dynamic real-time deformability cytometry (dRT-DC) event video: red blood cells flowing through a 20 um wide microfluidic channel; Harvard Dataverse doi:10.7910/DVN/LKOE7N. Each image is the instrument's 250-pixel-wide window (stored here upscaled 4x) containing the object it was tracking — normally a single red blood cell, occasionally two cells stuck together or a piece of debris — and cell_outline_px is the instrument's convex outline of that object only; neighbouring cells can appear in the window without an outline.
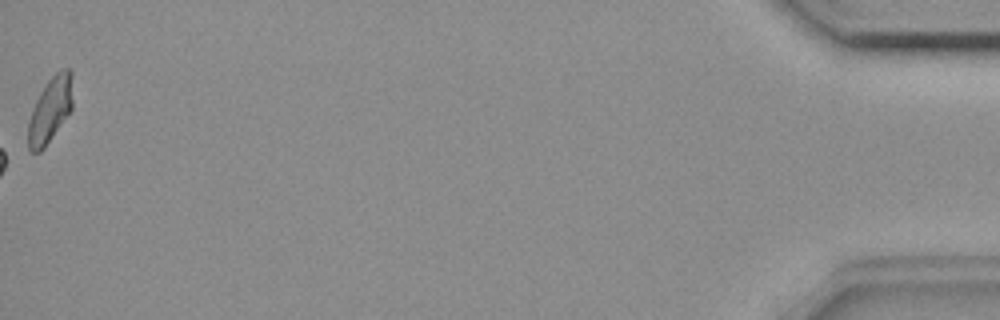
{"species": "common noctule bat (a hibernating species)", "species_latin": "Nyctalus noctula", "temperature_condition": "room temperature", "stored_images_in_passage": 57, "camera_frame_rate_fps": 3000, "um_per_image_px": 0.085, "animal": {"sex": "female", "body_mass_g": 18.4}, "frame": {"image": 1, "passage_image": 57, "time_ms": 18.667, "image_size_px": [1000, 320], "cell_outline_px": [[72, 108], [44, 148], [40, 152], [32, 152], [28, 148], [28, 124], [32, 108], [40, 92], [48, 80], [60, 68], [68, 68], [72, 72]], "centroid_in_image_um": [4.26, 9.31], "position_along_channel_um": 430.9, "area_um2": 16.88}, "authors_computed_cell_mechanics": {"area_um2": 16.9932, "velocity_mm_per_s": 3.6946, "shape_relaxation_time_tau1_ms": null, "shape_relaxation_time_tau2_ms": 5.5576, "deformation_change_tau1": null, "deformation_change_tau2": 0.1435}}